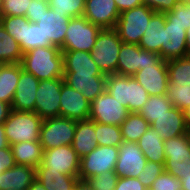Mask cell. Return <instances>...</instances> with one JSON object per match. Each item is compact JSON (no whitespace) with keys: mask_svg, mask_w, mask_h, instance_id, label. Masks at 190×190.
<instances>
[{"mask_svg":"<svg viewBox=\"0 0 190 190\" xmlns=\"http://www.w3.org/2000/svg\"><path fill=\"white\" fill-rule=\"evenodd\" d=\"M180 181L182 183V190H190V172L184 175Z\"/></svg>","mask_w":190,"mask_h":190,"instance_id":"obj_51","label":"cell"},{"mask_svg":"<svg viewBox=\"0 0 190 190\" xmlns=\"http://www.w3.org/2000/svg\"><path fill=\"white\" fill-rule=\"evenodd\" d=\"M118 175L114 171H106L86 180L93 190H115Z\"/></svg>","mask_w":190,"mask_h":190,"instance_id":"obj_39","label":"cell"},{"mask_svg":"<svg viewBox=\"0 0 190 190\" xmlns=\"http://www.w3.org/2000/svg\"><path fill=\"white\" fill-rule=\"evenodd\" d=\"M70 190H77V184L73 188H71Z\"/></svg>","mask_w":190,"mask_h":190,"instance_id":"obj_57","label":"cell"},{"mask_svg":"<svg viewBox=\"0 0 190 190\" xmlns=\"http://www.w3.org/2000/svg\"><path fill=\"white\" fill-rule=\"evenodd\" d=\"M129 113L128 108L105 90L91 102L89 120L120 126Z\"/></svg>","mask_w":190,"mask_h":190,"instance_id":"obj_12","label":"cell"},{"mask_svg":"<svg viewBox=\"0 0 190 190\" xmlns=\"http://www.w3.org/2000/svg\"><path fill=\"white\" fill-rule=\"evenodd\" d=\"M37 168L60 171L65 175L79 176L80 157L72 145H62L44 150L41 164Z\"/></svg>","mask_w":190,"mask_h":190,"instance_id":"obj_14","label":"cell"},{"mask_svg":"<svg viewBox=\"0 0 190 190\" xmlns=\"http://www.w3.org/2000/svg\"><path fill=\"white\" fill-rule=\"evenodd\" d=\"M27 190H46L43 184L36 178Z\"/></svg>","mask_w":190,"mask_h":190,"instance_id":"obj_52","label":"cell"},{"mask_svg":"<svg viewBox=\"0 0 190 190\" xmlns=\"http://www.w3.org/2000/svg\"><path fill=\"white\" fill-rule=\"evenodd\" d=\"M0 23L19 43L23 53L43 47V33L37 23L24 16H0Z\"/></svg>","mask_w":190,"mask_h":190,"instance_id":"obj_6","label":"cell"},{"mask_svg":"<svg viewBox=\"0 0 190 190\" xmlns=\"http://www.w3.org/2000/svg\"><path fill=\"white\" fill-rule=\"evenodd\" d=\"M186 29L179 24L166 22L163 26V42L160 57L163 60H171L187 57Z\"/></svg>","mask_w":190,"mask_h":190,"instance_id":"obj_20","label":"cell"},{"mask_svg":"<svg viewBox=\"0 0 190 190\" xmlns=\"http://www.w3.org/2000/svg\"><path fill=\"white\" fill-rule=\"evenodd\" d=\"M133 76L150 96L166 95L169 82L166 60L159 64L146 65Z\"/></svg>","mask_w":190,"mask_h":190,"instance_id":"obj_18","label":"cell"},{"mask_svg":"<svg viewBox=\"0 0 190 190\" xmlns=\"http://www.w3.org/2000/svg\"><path fill=\"white\" fill-rule=\"evenodd\" d=\"M95 135L99 146H116L122 142L120 126L95 122Z\"/></svg>","mask_w":190,"mask_h":190,"instance_id":"obj_36","label":"cell"},{"mask_svg":"<svg viewBox=\"0 0 190 190\" xmlns=\"http://www.w3.org/2000/svg\"><path fill=\"white\" fill-rule=\"evenodd\" d=\"M63 78L40 80L36 91L35 113L42 119L60 117V93Z\"/></svg>","mask_w":190,"mask_h":190,"instance_id":"obj_13","label":"cell"},{"mask_svg":"<svg viewBox=\"0 0 190 190\" xmlns=\"http://www.w3.org/2000/svg\"><path fill=\"white\" fill-rule=\"evenodd\" d=\"M60 95V117L74 121L89 119L91 102L84 95L64 82Z\"/></svg>","mask_w":190,"mask_h":190,"instance_id":"obj_17","label":"cell"},{"mask_svg":"<svg viewBox=\"0 0 190 190\" xmlns=\"http://www.w3.org/2000/svg\"><path fill=\"white\" fill-rule=\"evenodd\" d=\"M106 91L128 108L129 112H139L148 101L149 94L134 76L119 74L107 75Z\"/></svg>","mask_w":190,"mask_h":190,"instance_id":"obj_2","label":"cell"},{"mask_svg":"<svg viewBox=\"0 0 190 190\" xmlns=\"http://www.w3.org/2000/svg\"><path fill=\"white\" fill-rule=\"evenodd\" d=\"M149 127L150 124L143 116L137 112H130L120 125L123 141L137 142Z\"/></svg>","mask_w":190,"mask_h":190,"instance_id":"obj_32","label":"cell"},{"mask_svg":"<svg viewBox=\"0 0 190 190\" xmlns=\"http://www.w3.org/2000/svg\"><path fill=\"white\" fill-rule=\"evenodd\" d=\"M30 0H1L0 16H26Z\"/></svg>","mask_w":190,"mask_h":190,"instance_id":"obj_41","label":"cell"},{"mask_svg":"<svg viewBox=\"0 0 190 190\" xmlns=\"http://www.w3.org/2000/svg\"><path fill=\"white\" fill-rule=\"evenodd\" d=\"M166 22L179 24L186 30L190 27V4L178 3L171 11L165 12Z\"/></svg>","mask_w":190,"mask_h":190,"instance_id":"obj_40","label":"cell"},{"mask_svg":"<svg viewBox=\"0 0 190 190\" xmlns=\"http://www.w3.org/2000/svg\"><path fill=\"white\" fill-rule=\"evenodd\" d=\"M48 3L53 11L71 19L83 16L86 0H48Z\"/></svg>","mask_w":190,"mask_h":190,"instance_id":"obj_37","label":"cell"},{"mask_svg":"<svg viewBox=\"0 0 190 190\" xmlns=\"http://www.w3.org/2000/svg\"><path fill=\"white\" fill-rule=\"evenodd\" d=\"M122 43L115 28H105L99 31L90 54L102 74H117V62Z\"/></svg>","mask_w":190,"mask_h":190,"instance_id":"obj_3","label":"cell"},{"mask_svg":"<svg viewBox=\"0 0 190 190\" xmlns=\"http://www.w3.org/2000/svg\"><path fill=\"white\" fill-rule=\"evenodd\" d=\"M172 107L173 105L166 95L149 96L148 101L144 103L138 113L151 124Z\"/></svg>","mask_w":190,"mask_h":190,"instance_id":"obj_35","label":"cell"},{"mask_svg":"<svg viewBox=\"0 0 190 190\" xmlns=\"http://www.w3.org/2000/svg\"><path fill=\"white\" fill-rule=\"evenodd\" d=\"M183 112H184L186 125H187L188 129L190 130V106H188L186 109H184Z\"/></svg>","mask_w":190,"mask_h":190,"instance_id":"obj_54","label":"cell"},{"mask_svg":"<svg viewBox=\"0 0 190 190\" xmlns=\"http://www.w3.org/2000/svg\"><path fill=\"white\" fill-rule=\"evenodd\" d=\"M11 111L12 109L10 104L0 101V124L4 123Z\"/></svg>","mask_w":190,"mask_h":190,"instance_id":"obj_49","label":"cell"},{"mask_svg":"<svg viewBox=\"0 0 190 190\" xmlns=\"http://www.w3.org/2000/svg\"><path fill=\"white\" fill-rule=\"evenodd\" d=\"M186 36L187 56H190V27L186 30Z\"/></svg>","mask_w":190,"mask_h":190,"instance_id":"obj_55","label":"cell"},{"mask_svg":"<svg viewBox=\"0 0 190 190\" xmlns=\"http://www.w3.org/2000/svg\"><path fill=\"white\" fill-rule=\"evenodd\" d=\"M136 143L148 161L165 163L164 140L151 126Z\"/></svg>","mask_w":190,"mask_h":190,"instance_id":"obj_30","label":"cell"},{"mask_svg":"<svg viewBox=\"0 0 190 190\" xmlns=\"http://www.w3.org/2000/svg\"><path fill=\"white\" fill-rule=\"evenodd\" d=\"M115 3L120 13L143 4L142 0H115Z\"/></svg>","mask_w":190,"mask_h":190,"instance_id":"obj_48","label":"cell"},{"mask_svg":"<svg viewBox=\"0 0 190 190\" xmlns=\"http://www.w3.org/2000/svg\"><path fill=\"white\" fill-rule=\"evenodd\" d=\"M36 179V169L15 164L0 175V190H27Z\"/></svg>","mask_w":190,"mask_h":190,"instance_id":"obj_24","label":"cell"},{"mask_svg":"<svg viewBox=\"0 0 190 190\" xmlns=\"http://www.w3.org/2000/svg\"><path fill=\"white\" fill-rule=\"evenodd\" d=\"M119 148L116 146H98L89 154L80 158L79 181H86L106 171H114Z\"/></svg>","mask_w":190,"mask_h":190,"instance_id":"obj_10","label":"cell"},{"mask_svg":"<svg viewBox=\"0 0 190 190\" xmlns=\"http://www.w3.org/2000/svg\"><path fill=\"white\" fill-rule=\"evenodd\" d=\"M63 80L64 83L80 92L88 101L92 102L106 90L107 75H76V73H64Z\"/></svg>","mask_w":190,"mask_h":190,"instance_id":"obj_23","label":"cell"},{"mask_svg":"<svg viewBox=\"0 0 190 190\" xmlns=\"http://www.w3.org/2000/svg\"><path fill=\"white\" fill-rule=\"evenodd\" d=\"M166 96L180 110L190 106V86H178L168 82Z\"/></svg>","mask_w":190,"mask_h":190,"instance_id":"obj_38","label":"cell"},{"mask_svg":"<svg viewBox=\"0 0 190 190\" xmlns=\"http://www.w3.org/2000/svg\"><path fill=\"white\" fill-rule=\"evenodd\" d=\"M95 135V122L92 120L76 121V131L72 143L73 149L81 158L98 147Z\"/></svg>","mask_w":190,"mask_h":190,"instance_id":"obj_26","label":"cell"},{"mask_svg":"<svg viewBox=\"0 0 190 190\" xmlns=\"http://www.w3.org/2000/svg\"><path fill=\"white\" fill-rule=\"evenodd\" d=\"M77 190H93L86 181H78Z\"/></svg>","mask_w":190,"mask_h":190,"instance_id":"obj_53","label":"cell"},{"mask_svg":"<svg viewBox=\"0 0 190 190\" xmlns=\"http://www.w3.org/2000/svg\"><path fill=\"white\" fill-rule=\"evenodd\" d=\"M115 190H148L138 178L118 177Z\"/></svg>","mask_w":190,"mask_h":190,"instance_id":"obj_46","label":"cell"},{"mask_svg":"<svg viewBox=\"0 0 190 190\" xmlns=\"http://www.w3.org/2000/svg\"><path fill=\"white\" fill-rule=\"evenodd\" d=\"M15 165L11 147L0 149V175Z\"/></svg>","mask_w":190,"mask_h":190,"instance_id":"obj_47","label":"cell"},{"mask_svg":"<svg viewBox=\"0 0 190 190\" xmlns=\"http://www.w3.org/2000/svg\"><path fill=\"white\" fill-rule=\"evenodd\" d=\"M165 172L181 179L190 172V132L164 140Z\"/></svg>","mask_w":190,"mask_h":190,"instance_id":"obj_7","label":"cell"},{"mask_svg":"<svg viewBox=\"0 0 190 190\" xmlns=\"http://www.w3.org/2000/svg\"><path fill=\"white\" fill-rule=\"evenodd\" d=\"M48 0H30V6L26 11V18L30 22H37L38 18L44 13V10H49Z\"/></svg>","mask_w":190,"mask_h":190,"instance_id":"obj_44","label":"cell"},{"mask_svg":"<svg viewBox=\"0 0 190 190\" xmlns=\"http://www.w3.org/2000/svg\"><path fill=\"white\" fill-rule=\"evenodd\" d=\"M43 119L35 112L12 110L4 121L9 145L24 141H39Z\"/></svg>","mask_w":190,"mask_h":190,"instance_id":"obj_4","label":"cell"},{"mask_svg":"<svg viewBox=\"0 0 190 190\" xmlns=\"http://www.w3.org/2000/svg\"><path fill=\"white\" fill-rule=\"evenodd\" d=\"M169 82L178 86H190V56L167 61Z\"/></svg>","mask_w":190,"mask_h":190,"instance_id":"obj_34","label":"cell"},{"mask_svg":"<svg viewBox=\"0 0 190 190\" xmlns=\"http://www.w3.org/2000/svg\"><path fill=\"white\" fill-rule=\"evenodd\" d=\"M155 13L145 4L120 13L115 29L123 43L138 45Z\"/></svg>","mask_w":190,"mask_h":190,"instance_id":"obj_5","label":"cell"},{"mask_svg":"<svg viewBox=\"0 0 190 190\" xmlns=\"http://www.w3.org/2000/svg\"><path fill=\"white\" fill-rule=\"evenodd\" d=\"M118 159L114 172L118 177L138 178L147 159L136 142L123 141L119 146Z\"/></svg>","mask_w":190,"mask_h":190,"instance_id":"obj_16","label":"cell"},{"mask_svg":"<svg viewBox=\"0 0 190 190\" xmlns=\"http://www.w3.org/2000/svg\"><path fill=\"white\" fill-rule=\"evenodd\" d=\"M101 28L92 24L85 17L71 18L65 34L61 51H86L94 47Z\"/></svg>","mask_w":190,"mask_h":190,"instance_id":"obj_8","label":"cell"},{"mask_svg":"<svg viewBox=\"0 0 190 190\" xmlns=\"http://www.w3.org/2000/svg\"><path fill=\"white\" fill-rule=\"evenodd\" d=\"M15 164L37 168L42 161L44 150L39 141H24L10 145Z\"/></svg>","mask_w":190,"mask_h":190,"instance_id":"obj_28","label":"cell"},{"mask_svg":"<svg viewBox=\"0 0 190 190\" xmlns=\"http://www.w3.org/2000/svg\"><path fill=\"white\" fill-rule=\"evenodd\" d=\"M166 17L164 13H155L148 23L139 46L151 52L160 54L163 42V26H165Z\"/></svg>","mask_w":190,"mask_h":190,"instance_id":"obj_27","label":"cell"},{"mask_svg":"<svg viewBox=\"0 0 190 190\" xmlns=\"http://www.w3.org/2000/svg\"><path fill=\"white\" fill-rule=\"evenodd\" d=\"M119 16L115 0H86L83 17L101 29L115 28Z\"/></svg>","mask_w":190,"mask_h":190,"instance_id":"obj_19","label":"cell"},{"mask_svg":"<svg viewBox=\"0 0 190 190\" xmlns=\"http://www.w3.org/2000/svg\"><path fill=\"white\" fill-rule=\"evenodd\" d=\"M36 178L46 190H70L79 181V177L65 175L60 171L36 168Z\"/></svg>","mask_w":190,"mask_h":190,"instance_id":"obj_31","label":"cell"},{"mask_svg":"<svg viewBox=\"0 0 190 190\" xmlns=\"http://www.w3.org/2000/svg\"><path fill=\"white\" fill-rule=\"evenodd\" d=\"M22 70L21 63L0 64V101L11 105Z\"/></svg>","mask_w":190,"mask_h":190,"instance_id":"obj_29","label":"cell"},{"mask_svg":"<svg viewBox=\"0 0 190 190\" xmlns=\"http://www.w3.org/2000/svg\"><path fill=\"white\" fill-rule=\"evenodd\" d=\"M159 54L142 49L137 44L122 43L117 62V74L133 76L146 65L159 64Z\"/></svg>","mask_w":190,"mask_h":190,"instance_id":"obj_11","label":"cell"},{"mask_svg":"<svg viewBox=\"0 0 190 190\" xmlns=\"http://www.w3.org/2000/svg\"><path fill=\"white\" fill-rule=\"evenodd\" d=\"M149 190H182V183L179 178L164 171L156 178Z\"/></svg>","mask_w":190,"mask_h":190,"instance_id":"obj_43","label":"cell"},{"mask_svg":"<svg viewBox=\"0 0 190 190\" xmlns=\"http://www.w3.org/2000/svg\"><path fill=\"white\" fill-rule=\"evenodd\" d=\"M150 126L158 132L163 140L179 137L190 132L185 122L183 110L174 106L155 119Z\"/></svg>","mask_w":190,"mask_h":190,"instance_id":"obj_22","label":"cell"},{"mask_svg":"<svg viewBox=\"0 0 190 190\" xmlns=\"http://www.w3.org/2000/svg\"><path fill=\"white\" fill-rule=\"evenodd\" d=\"M180 4H190V0H179Z\"/></svg>","mask_w":190,"mask_h":190,"instance_id":"obj_56","label":"cell"},{"mask_svg":"<svg viewBox=\"0 0 190 190\" xmlns=\"http://www.w3.org/2000/svg\"><path fill=\"white\" fill-rule=\"evenodd\" d=\"M76 131V121L64 117L43 119L39 142L43 150L62 145H72Z\"/></svg>","mask_w":190,"mask_h":190,"instance_id":"obj_9","label":"cell"},{"mask_svg":"<svg viewBox=\"0 0 190 190\" xmlns=\"http://www.w3.org/2000/svg\"><path fill=\"white\" fill-rule=\"evenodd\" d=\"M10 147L7 138H6V134H5V128L3 123L0 124V149L3 148H8Z\"/></svg>","mask_w":190,"mask_h":190,"instance_id":"obj_50","label":"cell"},{"mask_svg":"<svg viewBox=\"0 0 190 190\" xmlns=\"http://www.w3.org/2000/svg\"><path fill=\"white\" fill-rule=\"evenodd\" d=\"M21 65L38 80L63 78V54L59 47H37L23 53Z\"/></svg>","mask_w":190,"mask_h":190,"instance_id":"obj_1","label":"cell"},{"mask_svg":"<svg viewBox=\"0 0 190 190\" xmlns=\"http://www.w3.org/2000/svg\"><path fill=\"white\" fill-rule=\"evenodd\" d=\"M70 18L61 16L57 11L44 10L36 22L43 33V47L56 46L63 48L66 30Z\"/></svg>","mask_w":190,"mask_h":190,"instance_id":"obj_15","label":"cell"},{"mask_svg":"<svg viewBox=\"0 0 190 190\" xmlns=\"http://www.w3.org/2000/svg\"><path fill=\"white\" fill-rule=\"evenodd\" d=\"M40 80L24 69L20 73L16 91L11 103V109L15 111L35 112L36 91Z\"/></svg>","mask_w":190,"mask_h":190,"instance_id":"obj_21","label":"cell"},{"mask_svg":"<svg viewBox=\"0 0 190 190\" xmlns=\"http://www.w3.org/2000/svg\"><path fill=\"white\" fill-rule=\"evenodd\" d=\"M64 73L76 75H104L93 61L90 52L62 51Z\"/></svg>","mask_w":190,"mask_h":190,"instance_id":"obj_25","label":"cell"},{"mask_svg":"<svg viewBox=\"0 0 190 190\" xmlns=\"http://www.w3.org/2000/svg\"><path fill=\"white\" fill-rule=\"evenodd\" d=\"M142 3L157 13H165L171 11L179 0H142Z\"/></svg>","mask_w":190,"mask_h":190,"instance_id":"obj_45","label":"cell"},{"mask_svg":"<svg viewBox=\"0 0 190 190\" xmlns=\"http://www.w3.org/2000/svg\"><path fill=\"white\" fill-rule=\"evenodd\" d=\"M23 52L19 43L7 33L0 23V64L21 63Z\"/></svg>","mask_w":190,"mask_h":190,"instance_id":"obj_33","label":"cell"},{"mask_svg":"<svg viewBox=\"0 0 190 190\" xmlns=\"http://www.w3.org/2000/svg\"><path fill=\"white\" fill-rule=\"evenodd\" d=\"M164 171V164L147 160L144 168L139 173L138 179L149 190L156 178Z\"/></svg>","mask_w":190,"mask_h":190,"instance_id":"obj_42","label":"cell"}]
</instances>
